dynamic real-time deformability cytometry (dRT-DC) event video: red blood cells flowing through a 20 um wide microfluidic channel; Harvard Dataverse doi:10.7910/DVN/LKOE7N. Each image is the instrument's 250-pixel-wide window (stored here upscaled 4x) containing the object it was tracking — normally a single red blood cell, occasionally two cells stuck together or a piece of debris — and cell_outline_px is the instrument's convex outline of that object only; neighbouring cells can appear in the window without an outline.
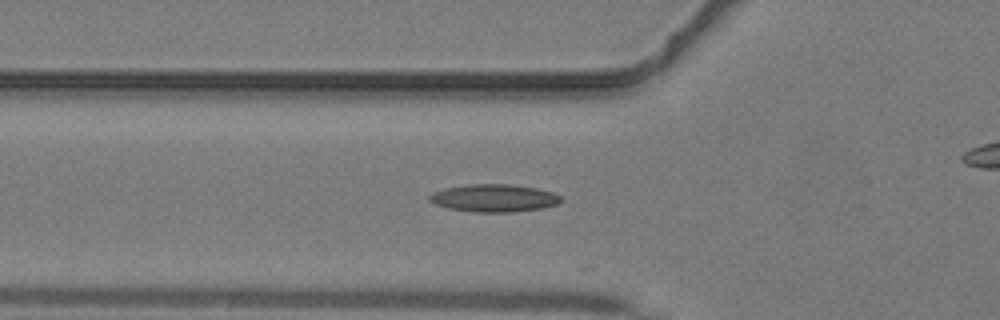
{"species": "common noctule bat (a hibernating species)", "species_latin": "Nyctalus noctula", "temperature_condition": "warm", "stored_images_in_passage": 23, "camera_frame_rate_fps": 3000, "um_per_image_px": 0.085, "animal": {"sex": "male", "body_mass_g": 19.2, "forearm_length_mm": 51.8}, "frame": {"image": 1, "passage_image": 11, "time_ms": 3.333, "image_size_px": [1000, 320], "cell_outline_px": [[564, 200], [560, 204], [544, 208], [512, 212], [472, 212], [448, 208], [436, 204], [428, 200], [428, 196], [432, 192], [444, 188], [468, 184], [508, 184], [536, 188], [552, 192], [560, 196]], "centroid_in_image_um": [42.0, 16.84], "position_along_channel_um": 83.8, "area_um2": 21.39}}
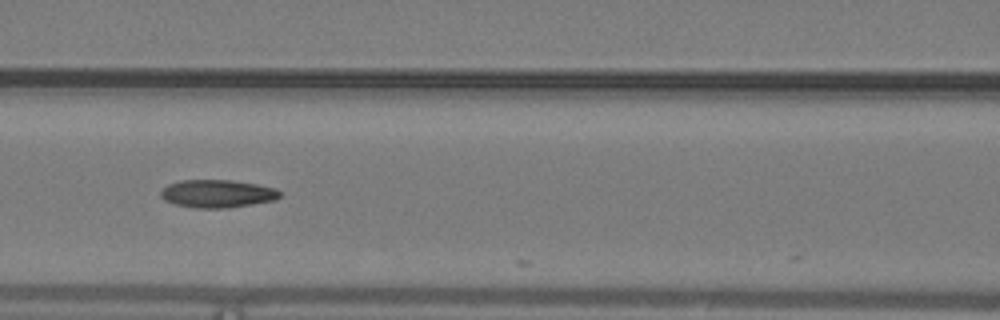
{"frame": {"image": 2, "passage_image": 15, "time_ms": 4.667, "image_size_px": [1000, 320], "cell_outline_px": [[280, 196], [276, 200], [228, 208], [196, 208], [176, 204], [164, 200], [160, 196], [160, 192], [168, 184], [180, 180], [232, 180], [256, 184], [276, 188], [280, 192]], "centroid_in_image_um": [18.48, 16.46], "position_along_channel_um": 148.1, "area_um2": 19.36}}
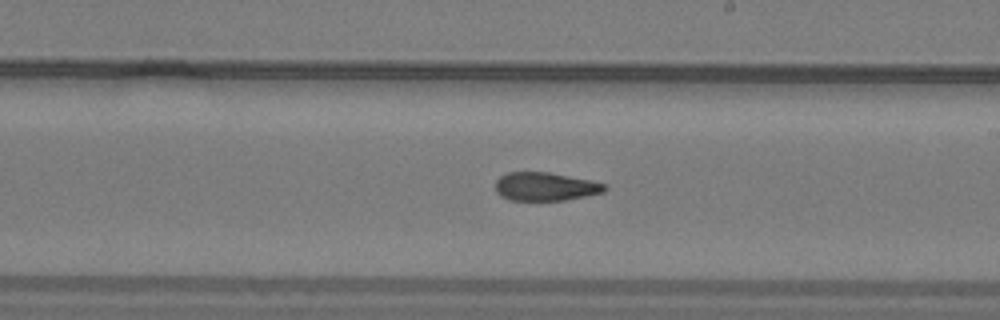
{"frame": {"image": 3, "passage_image": 21, "time_ms": 6.667, "image_size_px": [1000, 320], "cell_outline_px": [[608, 188], [604, 192], [564, 200], [512, 200], [500, 196], [496, 192], [496, 180], [500, 176], [508, 172], [548, 172], [608, 184]], "centroid_in_image_um": [46.35, 15.86], "position_along_channel_um": 242.7, "area_um2": 17.98}}